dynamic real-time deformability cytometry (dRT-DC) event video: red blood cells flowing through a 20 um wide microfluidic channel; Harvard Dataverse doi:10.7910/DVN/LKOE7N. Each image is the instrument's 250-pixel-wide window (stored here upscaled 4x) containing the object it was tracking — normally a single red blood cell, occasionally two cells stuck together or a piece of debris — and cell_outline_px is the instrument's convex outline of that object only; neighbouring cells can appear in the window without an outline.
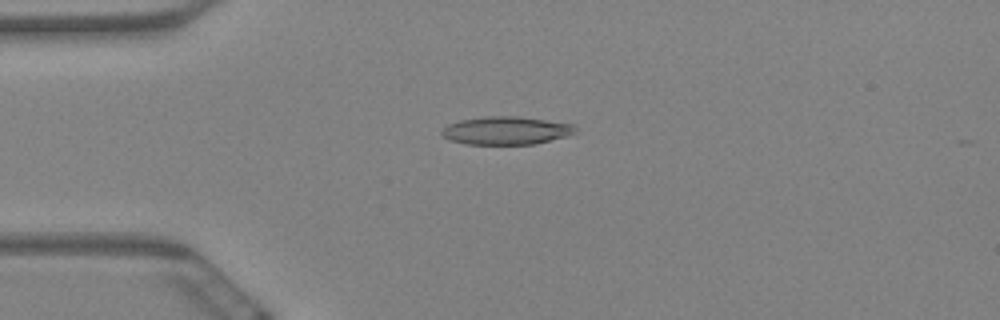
{"species": "Egyptian fruit bat (a non-hibernating species)", "species_latin": "Rousettus aegyptiacus", "temperature_condition": "warm", "stored_images_in_passage": 60, "camera_frame_rate_fps": 3000, "um_per_image_px": 0.085, "animal": {"sex": "female"}, "frame": {"image": 1, "passage_image": 15, "time_ms": 4.667, "image_size_px": [1000, 320], "cell_outline_px": [[576, 132], [564, 136], [532, 144], [468, 144], [448, 140], [440, 132], [448, 124], [460, 120], [484, 116], [516, 116], [572, 124], [576, 128]], "centroid_in_image_um": [42.96, 11.09], "position_along_channel_um": 42.0, "area_um2": 21.5}}
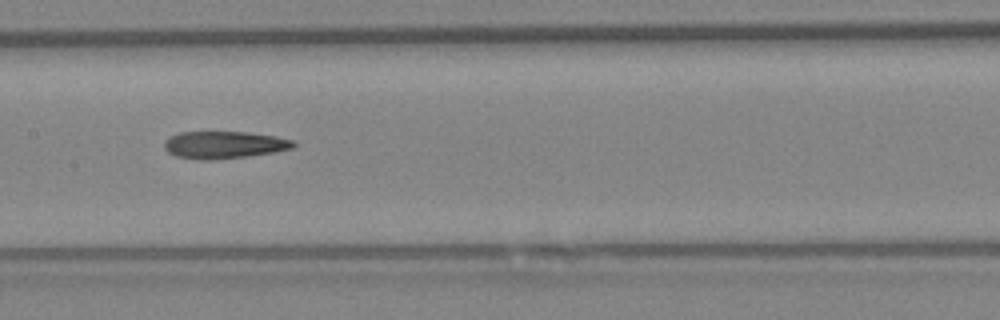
{"frame": {"image": 2, "passage_image": 30, "time_ms": 9.667, "image_size_px": [1000, 320], "cell_outline_px": [[296, 144], [292, 148], [272, 152], [248, 156], [212, 160], [196, 160], [176, 156], [168, 152], [164, 148], [164, 140], [168, 136], [180, 132], [248, 132], [276, 136], [296, 140]], "centroid_in_image_um": [19.02, 12.31], "position_along_channel_um": 188.4, "area_um2": 20.75}}
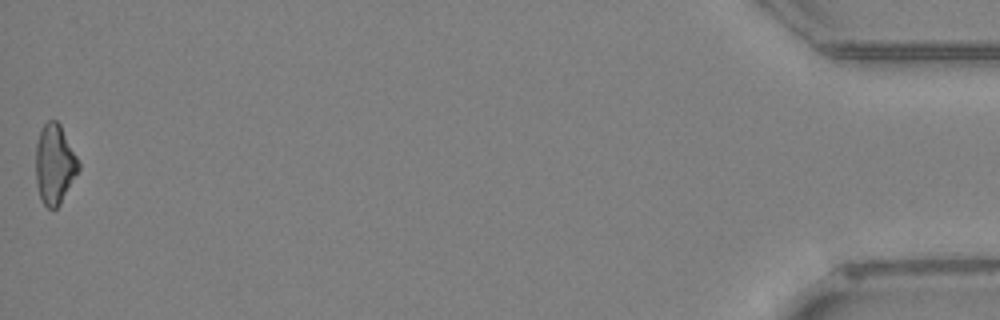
{"frame": {"image": 3, "passage_image": 60, "time_ms": 19.667, "image_size_px": [1000, 320], "cell_outline_px": [[80, 168], [60, 204], [56, 208], [48, 208], [44, 204], [40, 196], [36, 184], [36, 144], [40, 128], [48, 120], [56, 120], [60, 124], [80, 164]], "centroid_in_image_um": [4.63, 13.94], "position_along_channel_um": 430.6, "area_um2": 19.71}, "authors_computed_cell_mechanics": {"area_um2": 21.0103, "velocity_mm_per_s": 3.4006, "shape_relaxation_time_tau1_ms": null, "shape_relaxation_time_tau2_ms": 5.8383, "deformation_change_tau1": null, "deformation_change_tau2": 0.1875}}